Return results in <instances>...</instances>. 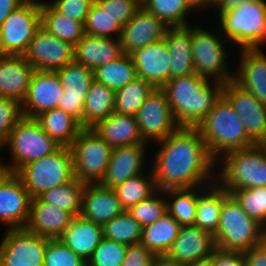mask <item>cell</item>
Instances as JSON below:
<instances>
[{
    "label": "cell",
    "instance_id": "obj_1",
    "mask_svg": "<svg viewBox=\"0 0 266 266\" xmlns=\"http://www.w3.org/2000/svg\"><path fill=\"white\" fill-rule=\"evenodd\" d=\"M151 170L157 190L192 189L216 181V161L196 127H179L155 142Z\"/></svg>",
    "mask_w": 266,
    "mask_h": 266
},
{
    "label": "cell",
    "instance_id": "obj_2",
    "mask_svg": "<svg viewBox=\"0 0 266 266\" xmlns=\"http://www.w3.org/2000/svg\"><path fill=\"white\" fill-rule=\"evenodd\" d=\"M224 84L194 73L170 79L162 88L180 127H197L222 97Z\"/></svg>",
    "mask_w": 266,
    "mask_h": 266
},
{
    "label": "cell",
    "instance_id": "obj_3",
    "mask_svg": "<svg viewBox=\"0 0 266 266\" xmlns=\"http://www.w3.org/2000/svg\"><path fill=\"white\" fill-rule=\"evenodd\" d=\"M196 128L215 161L226 153L255 145L248 137L242 119L223 96Z\"/></svg>",
    "mask_w": 266,
    "mask_h": 266
},
{
    "label": "cell",
    "instance_id": "obj_4",
    "mask_svg": "<svg viewBox=\"0 0 266 266\" xmlns=\"http://www.w3.org/2000/svg\"><path fill=\"white\" fill-rule=\"evenodd\" d=\"M216 28L231 48L256 49L266 44V1H243L237 8L222 12ZM234 45V46H233Z\"/></svg>",
    "mask_w": 266,
    "mask_h": 266
},
{
    "label": "cell",
    "instance_id": "obj_5",
    "mask_svg": "<svg viewBox=\"0 0 266 266\" xmlns=\"http://www.w3.org/2000/svg\"><path fill=\"white\" fill-rule=\"evenodd\" d=\"M217 165L222 167H216V181L229 194L236 189L266 187V145L226 153Z\"/></svg>",
    "mask_w": 266,
    "mask_h": 266
},
{
    "label": "cell",
    "instance_id": "obj_6",
    "mask_svg": "<svg viewBox=\"0 0 266 266\" xmlns=\"http://www.w3.org/2000/svg\"><path fill=\"white\" fill-rule=\"evenodd\" d=\"M214 238L216 248L244 252L266 240V228L251 218L229 194L223 200L219 227Z\"/></svg>",
    "mask_w": 266,
    "mask_h": 266
},
{
    "label": "cell",
    "instance_id": "obj_7",
    "mask_svg": "<svg viewBox=\"0 0 266 266\" xmlns=\"http://www.w3.org/2000/svg\"><path fill=\"white\" fill-rule=\"evenodd\" d=\"M215 27L213 30L192 23L193 65L196 74L226 84L233 81L234 69L227 63V46L231 43Z\"/></svg>",
    "mask_w": 266,
    "mask_h": 266
},
{
    "label": "cell",
    "instance_id": "obj_8",
    "mask_svg": "<svg viewBox=\"0 0 266 266\" xmlns=\"http://www.w3.org/2000/svg\"><path fill=\"white\" fill-rule=\"evenodd\" d=\"M12 173H17L29 162L49 156L61 146L55 142L41 127L35 118L23 116L10 132L5 141Z\"/></svg>",
    "mask_w": 266,
    "mask_h": 266
},
{
    "label": "cell",
    "instance_id": "obj_9",
    "mask_svg": "<svg viewBox=\"0 0 266 266\" xmlns=\"http://www.w3.org/2000/svg\"><path fill=\"white\" fill-rule=\"evenodd\" d=\"M31 199L46 190L58 187L74 176L72 154L69 147H60L53 154L24 165L17 173Z\"/></svg>",
    "mask_w": 266,
    "mask_h": 266
},
{
    "label": "cell",
    "instance_id": "obj_10",
    "mask_svg": "<svg viewBox=\"0 0 266 266\" xmlns=\"http://www.w3.org/2000/svg\"><path fill=\"white\" fill-rule=\"evenodd\" d=\"M69 148L74 176L86 184L100 183L105 176L112 147L92 128H83Z\"/></svg>",
    "mask_w": 266,
    "mask_h": 266
},
{
    "label": "cell",
    "instance_id": "obj_11",
    "mask_svg": "<svg viewBox=\"0 0 266 266\" xmlns=\"http://www.w3.org/2000/svg\"><path fill=\"white\" fill-rule=\"evenodd\" d=\"M41 26V10L23 3L0 26V55H24Z\"/></svg>",
    "mask_w": 266,
    "mask_h": 266
},
{
    "label": "cell",
    "instance_id": "obj_12",
    "mask_svg": "<svg viewBox=\"0 0 266 266\" xmlns=\"http://www.w3.org/2000/svg\"><path fill=\"white\" fill-rule=\"evenodd\" d=\"M4 231L0 238V266H43L46 237L25 228Z\"/></svg>",
    "mask_w": 266,
    "mask_h": 266
},
{
    "label": "cell",
    "instance_id": "obj_13",
    "mask_svg": "<svg viewBox=\"0 0 266 266\" xmlns=\"http://www.w3.org/2000/svg\"><path fill=\"white\" fill-rule=\"evenodd\" d=\"M135 118L141 137L149 144L166 138L180 127L163 89H154L137 110Z\"/></svg>",
    "mask_w": 266,
    "mask_h": 266
},
{
    "label": "cell",
    "instance_id": "obj_14",
    "mask_svg": "<svg viewBox=\"0 0 266 266\" xmlns=\"http://www.w3.org/2000/svg\"><path fill=\"white\" fill-rule=\"evenodd\" d=\"M75 46L49 33L40 26L24 57L35 70L57 71L74 61Z\"/></svg>",
    "mask_w": 266,
    "mask_h": 266
},
{
    "label": "cell",
    "instance_id": "obj_15",
    "mask_svg": "<svg viewBox=\"0 0 266 266\" xmlns=\"http://www.w3.org/2000/svg\"><path fill=\"white\" fill-rule=\"evenodd\" d=\"M56 73L64 90L58 108L81 122L86 96L94 81V71L84 64L72 61Z\"/></svg>",
    "mask_w": 266,
    "mask_h": 266
},
{
    "label": "cell",
    "instance_id": "obj_16",
    "mask_svg": "<svg viewBox=\"0 0 266 266\" xmlns=\"http://www.w3.org/2000/svg\"><path fill=\"white\" fill-rule=\"evenodd\" d=\"M222 96L242 119L248 137L255 144L264 145L266 105L233 81L224 84Z\"/></svg>",
    "mask_w": 266,
    "mask_h": 266
},
{
    "label": "cell",
    "instance_id": "obj_17",
    "mask_svg": "<svg viewBox=\"0 0 266 266\" xmlns=\"http://www.w3.org/2000/svg\"><path fill=\"white\" fill-rule=\"evenodd\" d=\"M215 249L211 232L194 225L182 226L165 258L177 264H194L207 260Z\"/></svg>",
    "mask_w": 266,
    "mask_h": 266
},
{
    "label": "cell",
    "instance_id": "obj_18",
    "mask_svg": "<svg viewBox=\"0 0 266 266\" xmlns=\"http://www.w3.org/2000/svg\"><path fill=\"white\" fill-rule=\"evenodd\" d=\"M31 197L22 179L11 173L0 184V224L7 229L25 228L30 211Z\"/></svg>",
    "mask_w": 266,
    "mask_h": 266
},
{
    "label": "cell",
    "instance_id": "obj_19",
    "mask_svg": "<svg viewBox=\"0 0 266 266\" xmlns=\"http://www.w3.org/2000/svg\"><path fill=\"white\" fill-rule=\"evenodd\" d=\"M137 77L148 81L155 89H162L171 79L172 58L166 41H156L130 53Z\"/></svg>",
    "mask_w": 266,
    "mask_h": 266
},
{
    "label": "cell",
    "instance_id": "obj_20",
    "mask_svg": "<svg viewBox=\"0 0 266 266\" xmlns=\"http://www.w3.org/2000/svg\"><path fill=\"white\" fill-rule=\"evenodd\" d=\"M63 92L56 71L35 70L22 102L24 116L35 118L43 111L58 108Z\"/></svg>",
    "mask_w": 266,
    "mask_h": 266
},
{
    "label": "cell",
    "instance_id": "obj_21",
    "mask_svg": "<svg viewBox=\"0 0 266 266\" xmlns=\"http://www.w3.org/2000/svg\"><path fill=\"white\" fill-rule=\"evenodd\" d=\"M147 145L150 147V144H135L112 148L110 161L100 184L113 189L127 179L146 172Z\"/></svg>",
    "mask_w": 266,
    "mask_h": 266
},
{
    "label": "cell",
    "instance_id": "obj_22",
    "mask_svg": "<svg viewBox=\"0 0 266 266\" xmlns=\"http://www.w3.org/2000/svg\"><path fill=\"white\" fill-rule=\"evenodd\" d=\"M167 28L159 18L141 6L134 17L122 27L120 36L122 52L130 54L138 48L161 41Z\"/></svg>",
    "mask_w": 266,
    "mask_h": 266
},
{
    "label": "cell",
    "instance_id": "obj_23",
    "mask_svg": "<svg viewBox=\"0 0 266 266\" xmlns=\"http://www.w3.org/2000/svg\"><path fill=\"white\" fill-rule=\"evenodd\" d=\"M237 52L240 60L233 72V82L266 105V55L263 49H241Z\"/></svg>",
    "mask_w": 266,
    "mask_h": 266
},
{
    "label": "cell",
    "instance_id": "obj_24",
    "mask_svg": "<svg viewBox=\"0 0 266 266\" xmlns=\"http://www.w3.org/2000/svg\"><path fill=\"white\" fill-rule=\"evenodd\" d=\"M123 211L114 189L103 187L100 183L86 184L80 216L103 226Z\"/></svg>",
    "mask_w": 266,
    "mask_h": 266
},
{
    "label": "cell",
    "instance_id": "obj_25",
    "mask_svg": "<svg viewBox=\"0 0 266 266\" xmlns=\"http://www.w3.org/2000/svg\"><path fill=\"white\" fill-rule=\"evenodd\" d=\"M34 71L23 55H0V97L22 104Z\"/></svg>",
    "mask_w": 266,
    "mask_h": 266
},
{
    "label": "cell",
    "instance_id": "obj_26",
    "mask_svg": "<svg viewBox=\"0 0 266 266\" xmlns=\"http://www.w3.org/2000/svg\"><path fill=\"white\" fill-rule=\"evenodd\" d=\"M72 219L73 216L69 212L36 197L31 199L25 229L39 236L56 239L69 227Z\"/></svg>",
    "mask_w": 266,
    "mask_h": 266
},
{
    "label": "cell",
    "instance_id": "obj_27",
    "mask_svg": "<svg viewBox=\"0 0 266 266\" xmlns=\"http://www.w3.org/2000/svg\"><path fill=\"white\" fill-rule=\"evenodd\" d=\"M123 54L120 38H109L85 34L75 45L74 61L93 71Z\"/></svg>",
    "mask_w": 266,
    "mask_h": 266
},
{
    "label": "cell",
    "instance_id": "obj_28",
    "mask_svg": "<svg viewBox=\"0 0 266 266\" xmlns=\"http://www.w3.org/2000/svg\"><path fill=\"white\" fill-rule=\"evenodd\" d=\"M92 129L112 148L146 143L140 135L135 115L112 113Z\"/></svg>",
    "mask_w": 266,
    "mask_h": 266
},
{
    "label": "cell",
    "instance_id": "obj_29",
    "mask_svg": "<svg viewBox=\"0 0 266 266\" xmlns=\"http://www.w3.org/2000/svg\"><path fill=\"white\" fill-rule=\"evenodd\" d=\"M102 238L103 226L79 215L58 239L87 263Z\"/></svg>",
    "mask_w": 266,
    "mask_h": 266
},
{
    "label": "cell",
    "instance_id": "obj_30",
    "mask_svg": "<svg viewBox=\"0 0 266 266\" xmlns=\"http://www.w3.org/2000/svg\"><path fill=\"white\" fill-rule=\"evenodd\" d=\"M163 39L172 58L171 79L194 74L192 25L168 27Z\"/></svg>",
    "mask_w": 266,
    "mask_h": 266
},
{
    "label": "cell",
    "instance_id": "obj_31",
    "mask_svg": "<svg viewBox=\"0 0 266 266\" xmlns=\"http://www.w3.org/2000/svg\"><path fill=\"white\" fill-rule=\"evenodd\" d=\"M229 193L217 182L198 187V200L194 226L216 234L223 200Z\"/></svg>",
    "mask_w": 266,
    "mask_h": 266
},
{
    "label": "cell",
    "instance_id": "obj_32",
    "mask_svg": "<svg viewBox=\"0 0 266 266\" xmlns=\"http://www.w3.org/2000/svg\"><path fill=\"white\" fill-rule=\"evenodd\" d=\"M35 119L61 147H70L83 129L78 120L59 108L43 111Z\"/></svg>",
    "mask_w": 266,
    "mask_h": 266
},
{
    "label": "cell",
    "instance_id": "obj_33",
    "mask_svg": "<svg viewBox=\"0 0 266 266\" xmlns=\"http://www.w3.org/2000/svg\"><path fill=\"white\" fill-rule=\"evenodd\" d=\"M181 227L167 212L155 223L142 228L140 242L156 257H165L179 235Z\"/></svg>",
    "mask_w": 266,
    "mask_h": 266
},
{
    "label": "cell",
    "instance_id": "obj_34",
    "mask_svg": "<svg viewBox=\"0 0 266 266\" xmlns=\"http://www.w3.org/2000/svg\"><path fill=\"white\" fill-rule=\"evenodd\" d=\"M114 109L115 91L94 80L86 96L80 125L83 128H92L114 113Z\"/></svg>",
    "mask_w": 266,
    "mask_h": 266
},
{
    "label": "cell",
    "instance_id": "obj_35",
    "mask_svg": "<svg viewBox=\"0 0 266 266\" xmlns=\"http://www.w3.org/2000/svg\"><path fill=\"white\" fill-rule=\"evenodd\" d=\"M137 77V70L130 54L123 53L118 59L94 70V80L115 92Z\"/></svg>",
    "mask_w": 266,
    "mask_h": 266
},
{
    "label": "cell",
    "instance_id": "obj_36",
    "mask_svg": "<svg viewBox=\"0 0 266 266\" xmlns=\"http://www.w3.org/2000/svg\"><path fill=\"white\" fill-rule=\"evenodd\" d=\"M141 3L167 27L189 26L188 16L196 12L187 0H143Z\"/></svg>",
    "mask_w": 266,
    "mask_h": 266
},
{
    "label": "cell",
    "instance_id": "obj_37",
    "mask_svg": "<svg viewBox=\"0 0 266 266\" xmlns=\"http://www.w3.org/2000/svg\"><path fill=\"white\" fill-rule=\"evenodd\" d=\"M84 24L62 15L53 6L41 9V26L52 35L74 46L85 35Z\"/></svg>",
    "mask_w": 266,
    "mask_h": 266
},
{
    "label": "cell",
    "instance_id": "obj_38",
    "mask_svg": "<svg viewBox=\"0 0 266 266\" xmlns=\"http://www.w3.org/2000/svg\"><path fill=\"white\" fill-rule=\"evenodd\" d=\"M85 186L86 183L74 177L58 187L46 190L39 198L43 202L50 203L61 210L69 212L73 217L79 216Z\"/></svg>",
    "mask_w": 266,
    "mask_h": 266
},
{
    "label": "cell",
    "instance_id": "obj_39",
    "mask_svg": "<svg viewBox=\"0 0 266 266\" xmlns=\"http://www.w3.org/2000/svg\"><path fill=\"white\" fill-rule=\"evenodd\" d=\"M147 171L148 174L141 173L113 188L124 210L128 211L132 206L149 198L157 191L152 170Z\"/></svg>",
    "mask_w": 266,
    "mask_h": 266
},
{
    "label": "cell",
    "instance_id": "obj_40",
    "mask_svg": "<svg viewBox=\"0 0 266 266\" xmlns=\"http://www.w3.org/2000/svg\"><path fill=\"white\" fill-rule=\"evenodd\" d=\"M168 213L181 225H194L198 187L192 189H168L164 191Z\"/></svg>",
    "mask_w": 266,
    "mask_h": 266
},
{
    "label": "cell",
    "instance_id": "obj_41",
    "mask_svg": "<svg viewBox=\"0 0 266 266\" xmlns=\"http://www.w3.org/2000/svg\"><path fill=\"white\" fill-rule=\"evenodd\" d=\"M154 87L141 77H136L115 92V113L135 115Z\"/></svg>",
    "mask_w": 266,
    "mask_h": 266
},
{
    "label": "cell",
    "instance_id": "obj_42",
    "mask_svg": "<svg viewBox=\"0 0 266 266\" xmlns=\"http://www.w3.org/2000/svg\"><path fill=\"white\" fill-rule=\"evenodd\" d=\"M103 237L126 245H132L141 241L142 226L127 210H124L103 225Z\"/></svg>",
    "mask_w": 266,
    "mask_h": 266
},
{
    "label": "cell",
    "instance_id": "obj_43",
    "mask_svg": "<svg viewBox=\"0 0 266 266\" xmlns=\"http://www.w3.org/2000/svg\"><path fill=\"white\" fill-rule=\"evenodd\" d=\"M230 194L251 218L266 228V187L236 189Z\"/></svg>",
    "mask_w": 266,
    "mask_h": 266
},
{
    "label": "cell",
    "instance_id": "obj_44",
    "mask_svg": "<svg viewBox=\"0 0 266 266\" xmlns=\"http://www.w3.org/2000/svg\"><path fill=\"white\" fill-rule=\"evenodd\" d=\"M85 34L100 37L120 38L122 26L94 2L85 21Z\"/></svg>",
    "mask_w": 266,
    "mask_h": 266
},
{
    "label": "cell",
    "instance_id": "obj_45",
    "mask_svg": "<svg viewBox=\"0 0 266 266\" xmlns=\"http://www.w3.org/2000/svg\"><path fill=\"white\" fill-rule=\"evenodd\" d=\"M128 212L142 228L155 223L168 212L164 191L157 190L149 198L132 206Z\"/></svg>",
    "mask_w": 266,
    "mask_h": 266
},
{
    "label": "cell",
    "instance_id": "obj_46",
    "mask_svg": "<svg viewBox=\"0 0 266 266\" xmlns=\"http://www.w3.org/2000/svg\"><path fill=\"white\" fill-rule=\"evenodd\" d=\"M128 245L102 238L86 266H121Z\"/></svg>",
    "mask_w": 266,
    "mask_h": 266
},
{
    "label": "cell",
    "instance_id": "obj_47",
    "mask_svg": "<svg viewBox=\"0 0 266 266\" xmlns=\"http://www.w3.org/2000/svg\"><path fill=\"white\" fill-rule=\"evenodd\" d=\"M43 266H86V262L58 238H47Z\"/></svg>",
    "mask_w": 266,
    "mask_h": 266
},
{
    "label": "cell",
    "instance_id": "obj_48",
    "mask_svg": "<svg viewBox=\"0 0 266 266\" xmlns=\"http://www.w3.org/2000/svg\"><path fill=\"white\" fill-rule=\"evenodd\" d=\"M95 2L122 27L134 17L142 6L140 0H95Z\"/></svg>",
    "mask_w": 266,
    "mask_h": 266
},
{
    "label": "cell",
    "instance_id": "obj_49",
    "mask_svg": "<svg viewBox=\"0 0 266 266\" xmlns=\"http://www.w3.org/2000/svg\"><path fill=\"white\" fill-rule=\"evenodd\" d=\"M23 116L22 104L19 101L0 97V138L6 141Z\"/></svg>",
    "mask_w": 266,
    "mask_h": 266
},
{
    "label": "cell",
    "instance_id": "obj_50",
    "mask_svg": "<svg viewBox=\"0 0 266 266\" xmlns=\"http://www.w3.org/2000/svg\"><path fill=\"white\" fill-rule=\"evenodd\" d=\"M95 0H51L50 7L53 6L59 13L85 23L87 15Z\"/></svg>",
    "mask_w": 266,
    "mask_h": 266
},
{
    "label": "cell",
    "instance_id": "obj_51",
    "mask_svg": "<svg viewBox=\"0 0 266 266\" xmlns=\"http://www.w3.org/2000/svg\"><path fill=\"white\" fill-rule=\"evenodd\" d=\"M157 257L141 242L128 245L121 266H153Z\"/></svg>",
    "mask_w": 266,
    "mask_h": 266
},
{
    "label": "cell",
    "instance_id": "obj_52",
    "mask_svg": "<svg viewBox=\"0 0 266 266\" xmlns=\"http://www.w3.org/2000/svg\"><path fill=\"white\" fill-rule=\"evenodd\" d=\"M211 266H245L243 252L216 248L207 259Z\"/></svg>",
    "mask_w": 266,
    "mask_h": 266
},
{
    "label": "cell",
    "instance_id": "obj_53",
    "mask_svg": "<svg viewBox=\"0 0 266 266\" xmlns=\"http://www.w3.org/2000/svg\"><path fill=\"white\" fill-rule=\"evenodd\" d=\"M245 266H266V240L243 252Z\"/></svg>",
    "mask_w": 266,
    "mask_h": 266
},
{
    "label": "cell",
    "instance_id": "obj_54",
    "mask_svg": "<svg viewBox=\"0 0 266 266\" xmlns=\"http://www.w3.org/2000/svg\"><path fill=\"white\" fill-rule=\"evenodd\" d=\"M243 1L246 0H219L212 7V9L214 10L213 13L217 14V16H215L217 18L222 12L237 8ZM247 1L256 2V1H266V0H247Z\"/></svg>",
    "mask_w": 266,
    "mask_h": 266
},
{
    "label": "cell",
    "instance_id": "obj_55",
    "mask_svg": "<svg viewBox=\"0 0 266 266\" xmlns=\"http://www.w3.org/2000/svg\"><path fill=\"white\" fill-rule=\"evenodd\" d=\"M22 4L23 0H0V26Z\"/></svg>",
    "mask_w": 266,
    "mask_h": 266
},
{
    "label": "cell",
    "instance_id": "obj_56",
    "mask_svg": "<svg viewBox=\"0 0 266 266\" xmlns=\"http://www.w3.org/2000/svg\"><path fill=\"white\" fill-rule=\"evenodd\" d=\"M187 1L191 5V7L196 11L195 16H197V12L200 15L201 12L208 9V0H187Z\"/></svg>",
    "mask_w": 266,
    "mask_h": 266
},
{
    "label": "cell",
    "instance_id": "obj_57",
    "mask_svg": "<svg viewBox=\"0 0 266 266\" xmlns=\"http://www.w3.org/2000/svg\"><path fill=\"white\" fill-rule=\"evenodd\" d=\"M11 173V169L7 162L0 161V184L3 183Z\"/></svg>",
    "mask_w": 266,
    "mask_h": 266
},
{
    "label": "cell",
    "instance_id": "obj_58",
    "mask_svg": "<svg viewBox=\"0 0 266 266\" xmlns=\"http://www.w3.org/2000/svg\"><path fill=\"white\" fill-rule=\"evenodd\" d=\"M23 3L31 5L32 7L38 8V9H44L47 7H50V2L48 1H37V0H23Z\"/></svg>",
    "mask_w": 266,
    "mask_h": 266
},
{
    "label": "cell",
    "instance_id": "obj_59",
    "mask_svg": "<svg viewBox=\"0 0 266 266\" xmlns=\"http://www.w3.org/2000/svg\"><path fill=\"white\" fill-rule=\"evenodd\" d=\"M153 266H185L169 261L165 257H157L153 263Z\"/></svg>",
    "mask_w": 266,
    "mask_h": 266
},
{
    "label": "cell",
    "instance_id": "obj_60",
    "mask_svg": "<svg viewBox=\"0 0 266 266\" xmlns=\"http://www.w3.org/2000/svg\"><path fill=\"white\" fill-rule=\"evenodd\" d=\"M185 266H211V264L208 260H205V261H201V262H196L194 264H188Z\"/></svg>",
    "mask_w": 266,
    "mask_h": 266
},
{
    "label": "cell",
    "instance_id": "obj_61",
    "mask_svg": "<svg viewBox=\"0 0 266 266\" xmlns=\"http://www.w3.org/2000/svg\"><path fill=\"white\" fill-rule=\"evenodd\" d=\"M219 0H208V10L212 11V7L218 2Z\"/></svg>",
    "mask_w": 266,
    "mask_h": 266
},
{
    "label": "cell",
    "instance_id": "obj_62",
    "mask_svg": "<svg viewBox=\"0 0 266 266\" xmlns=\"http://www.w3.org/2000/svg\"><path fill=\"white\" fill-rule=\"evenodd\" d=\"M3 147L5 148V141L2 138H0V151L4 149ZM0 159H1L0 161H4V159L2 160L1 157Z\"/></svg>",
    "mask_w": 266,
    "mask_h": 266
},
{
    "label": "cell",
    "instance_id": "obj_63",
    "mask_svg": "<svg viewBox=\"0 0 266 266\" xmlns=\"http://www.w3.org/2000/svg\"><path fill=\"white\" fill-rule=\"evenodd\" d=\"M264 145H266V128H265V136H264Z\"/></svg>",
    "mask_w": 266,
    "mask_h": 266
}]
</instances>
